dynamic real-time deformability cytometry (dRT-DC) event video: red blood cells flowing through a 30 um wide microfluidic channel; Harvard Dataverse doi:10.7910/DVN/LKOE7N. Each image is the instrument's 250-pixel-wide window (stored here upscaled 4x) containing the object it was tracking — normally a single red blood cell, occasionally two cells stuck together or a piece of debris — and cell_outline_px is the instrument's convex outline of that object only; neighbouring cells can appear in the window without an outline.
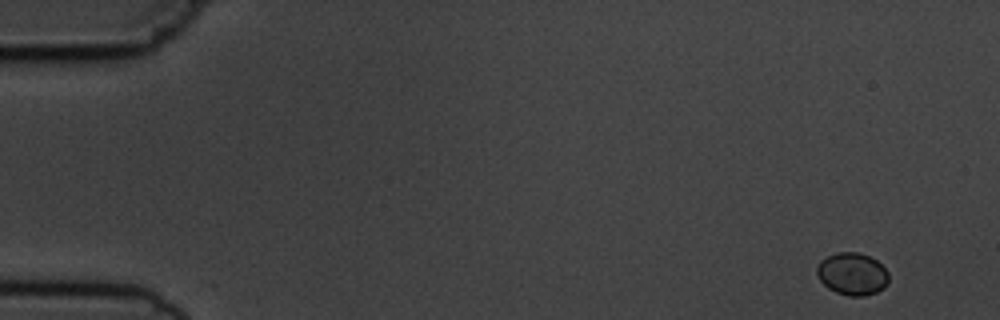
{"species": "common noctule bat (a hibernating species)", "species_latin": "Nyctalus noctula", "temperature_condition": "cold", "stored_images_in_passage": 6, "camera_frame_rate_fps": 3000, "um_per_image_px": 0.085, "animal": {"sex": "male", "body_mass_g": 19.5, "forearm_length_mm": 54.6}, "frame": {"image": 1, "passage_image": 1, "time_ms": 0.0, "image_size_px": [1000, 320], "cell_outline_px": [[888, 280], [884, 288], [876, 292], [864, 296], [848, 296], [836, 292], [828, 288], [820, 280], [816, 272], [816, 268], [820, 260], [836, 252], [860, 252], [876, 260], [888, 272]], "centroid_in_image_um": [72.43, 23.28], "position_along_channel_um": 12.6, "area_um2": 17.74}}
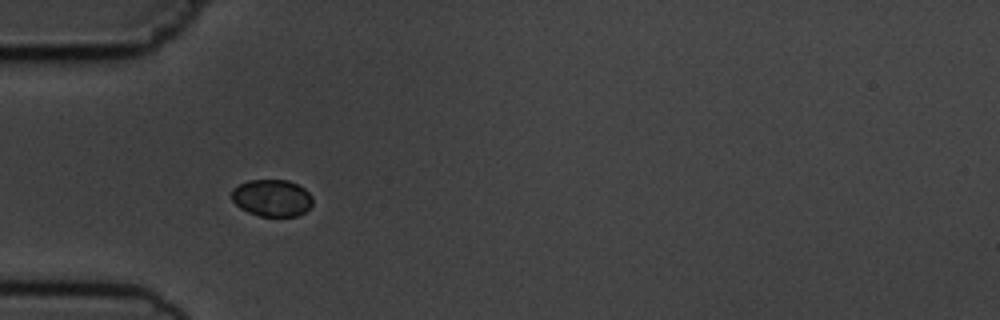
{"frame": {"image": 2, "passage_image": 5, "time_ms": 4.667, "image_size_px": [1000, 320], "cell_outline_px": [[312, 204], [304, 212], [296, 216], [260, 216], [248, 212], [240, 208], [232, 200], [232, 188], [248, 180], [288, 180], [304, 188], [312, 196]], "centroid_in_image_um": [23.1, 16.82], "position_along_channel_um": 61.9, "area_um2": 17.4}}
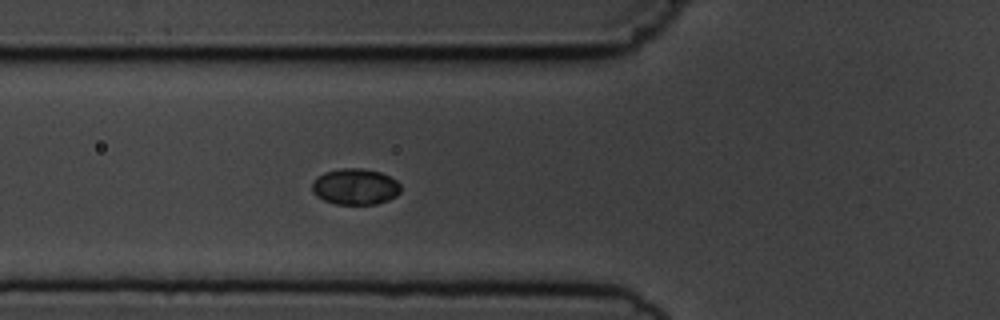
{"frame": {"image": 3, "passage_image": 6, "time_ms": 5.667, "image_size_px": [1000, 320], "cell_outline_px": [[400, 192], [396, 196], [388, 200], [376, 204], [336, 204], [324, 200], [316, 196], [312, 192], [312, 180], [316, 176], [324, 172], [340, 168], [364, 168], [380, 172], [396, 180], [400, 184]], "centroid_in_image_um": [30.16, 15.86], "position_along_channel_um": 95.6, "area_um2": 18.84}}